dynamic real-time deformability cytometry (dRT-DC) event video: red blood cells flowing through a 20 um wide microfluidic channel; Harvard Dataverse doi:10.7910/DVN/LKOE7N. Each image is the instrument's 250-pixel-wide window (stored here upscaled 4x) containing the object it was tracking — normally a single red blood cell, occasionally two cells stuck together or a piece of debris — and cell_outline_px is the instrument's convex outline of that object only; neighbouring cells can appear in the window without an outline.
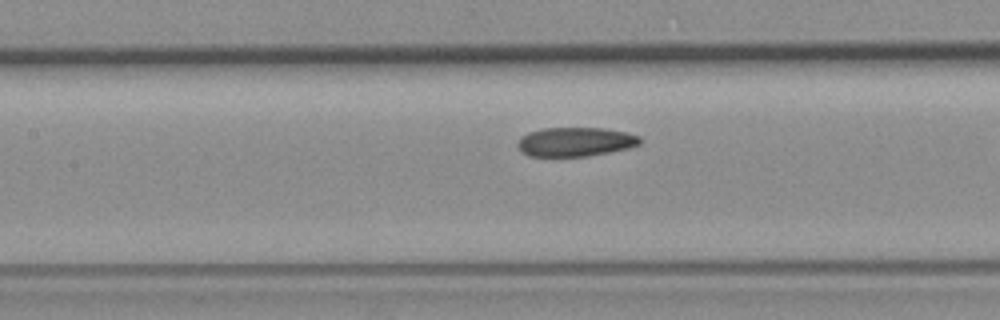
{"species": "common noctule bat (a hibernating species)", "species_latin": "Nyctalus noctula", "temperature_condition": "room temperature", "stored_images_in_passage": 9, "camera_frame_rate_fps": 3000, "um_per_image_px": 0.085, "animal": {"sex": "female", "body_mass_g": 19.3, "forearm_length_mm": 54.1}, "frame": {"image": 1, "passage_image": 8, "time_ms": 2.333, "image_size_px": [1000, 320], "cell_outline_px": [[640, 144], [628, 148], [588, 156], [528, 156], [520, 152], [516, 144], [520, 136], [528, 132], [544, 128], [604, 128], [624, 132], [640, 136]], "centroid_in_image_um": [48.84, 12.05], "position_along_channel_um": 158.6, "area_um2": 20.81}}